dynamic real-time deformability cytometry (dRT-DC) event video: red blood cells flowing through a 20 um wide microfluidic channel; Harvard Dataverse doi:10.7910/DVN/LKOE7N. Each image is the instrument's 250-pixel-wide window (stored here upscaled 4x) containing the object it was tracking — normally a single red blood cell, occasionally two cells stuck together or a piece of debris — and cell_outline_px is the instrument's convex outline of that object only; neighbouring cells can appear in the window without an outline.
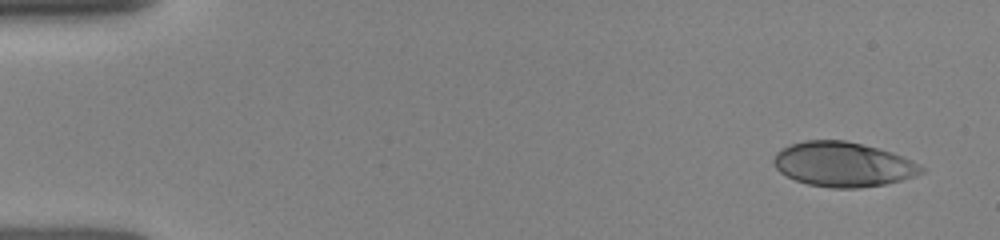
{"species": "human", "species_latin": "Homo sapiens", "temperature_condition": "room temperature", "stored_images_in_passage": 10, "camera_frame_rate_fps": 3000, "um_per_image_px": 0.085, "donor": {"sex": "female"}, "frame": {"image": 1, "passage_image": 1, "time_ms": 0.0, "image_size_px": [1000, 240], "cell_outline_px": [[924, 172], [900, 180], [884, 184], [860, 188], [832, 188], [808, 184], [796, 180], [780, 172], [772, 164], [772, 160], [776, 152], [780, 148], [804, 140], [844, 140], [880, 148], [904, 156], [920, 164], [924, 168]], "centroid_in_image_um": [71.65, 13.96], "position_along_channel_um": 13.4, "area_um2": 38.55}}
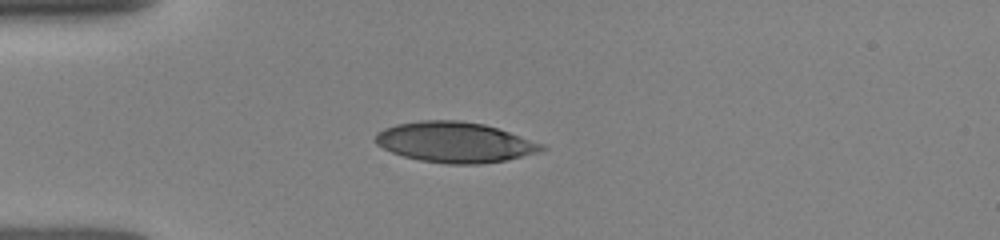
{"frame": {"image": 2, "passage_image": 5, "time_ms": 3.333, "image_size_px": [1000, 240], "cell_outline_px": [[548, 148], [544, 152], [504, 160], [480, 164], [448, 164], [420, 160], [404, 156], [392, 152], [376, 144], [376, 132], [384, 128], [396, 124], [420, 120], [460, 120], [484, 124], [544, 144]], "centroid_in_image_um": [38.69, 12.09], "position_along_channel_um": 46.3, "area_um2": 39.19}}
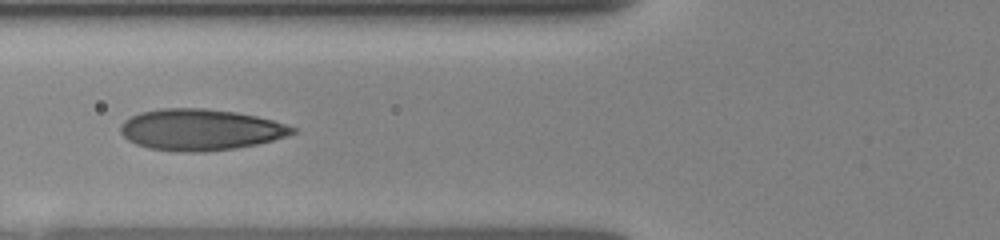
{"frame": {"image": 3, "passage_image": 9, "time_ms": 5.333, "image_size_px": [1000, 240], "cell_outline_px": [[296, 132], [288, 136], [256, 144], [236, 148], [204, 152], [184, 152], [148, 148], [136, 144], [128, 140], [120, 132], [120, 128], [124, 120], [140, 112], [160, 108], [204, 108], [236, 112], [256, 116], [272, 120], [296, 128]], "centroid_in_image_um": [17.02, 11.02], "position_along_channel_um": 108.8, "area_um2": 41.33}}